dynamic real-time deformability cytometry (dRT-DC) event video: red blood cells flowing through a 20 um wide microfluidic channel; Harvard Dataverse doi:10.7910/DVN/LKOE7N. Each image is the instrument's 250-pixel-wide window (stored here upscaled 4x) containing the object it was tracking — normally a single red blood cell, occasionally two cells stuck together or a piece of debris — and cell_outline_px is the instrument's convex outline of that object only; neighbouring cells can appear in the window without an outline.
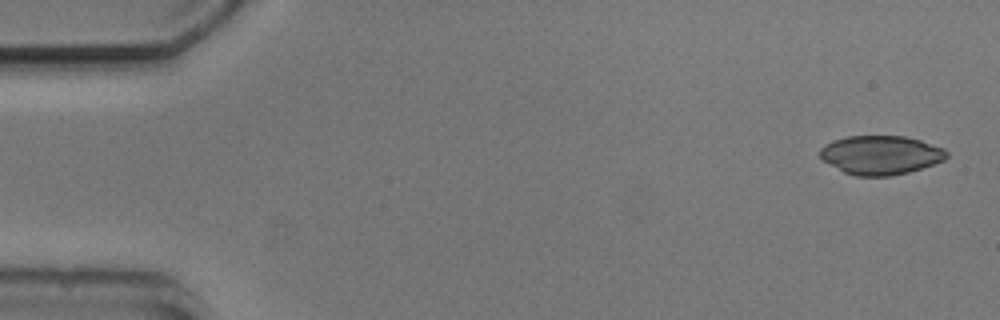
{"species": "common noctule bat (a hibernating species)", "species_latin": "Nyctalus noctula", "temperature_condition": "cold", "stored_images_in_passage": 7, "camera_frame_rate_fps": 3000, "um_per_image_px": 0.085, "animal": {"sex": "male", "body_mass_g": 20.5, "forearm_length_mm": 52.5}, "frame": {"image": 1, "passage_image": 1, "time_ms": 0.0, "image_size_px": [1000, 320], "cell_outline_px": [[948, 156], [944, 160], [908, 172], [888, 176], [856, 176], [844, 172], [824, 160], [820, 156], [820, 148], [824, 144], [848, 136], [904, 136], [920, 140], [944, 148], [948, 152]], "centroid_in_image_um": [74.87, 13.17], "position_along_channel_um": 10.1, "area_um2": 28.44}}
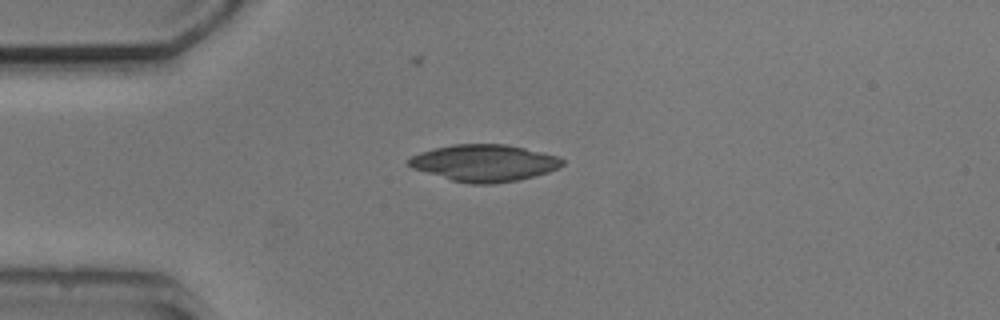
{"frame": {"image": 2, "passage_image": 4, "time_ms": 3.667, "image_size_px": [1000, 320], "cell_outline_px": [[564, 164], [548, 172], [516, 180], [492, 184], [472, 184], [452, 180], [412, 168], [408, 164], [408, 160], [412, 156], [420, 152], [452, 144], [504, 144], [544, 152], [560, 156], [564, 160]], "centroid_in_image_um": [41.18, 13.84], "position_along_channel_um": 43.8, "area_um2": 32.71}}